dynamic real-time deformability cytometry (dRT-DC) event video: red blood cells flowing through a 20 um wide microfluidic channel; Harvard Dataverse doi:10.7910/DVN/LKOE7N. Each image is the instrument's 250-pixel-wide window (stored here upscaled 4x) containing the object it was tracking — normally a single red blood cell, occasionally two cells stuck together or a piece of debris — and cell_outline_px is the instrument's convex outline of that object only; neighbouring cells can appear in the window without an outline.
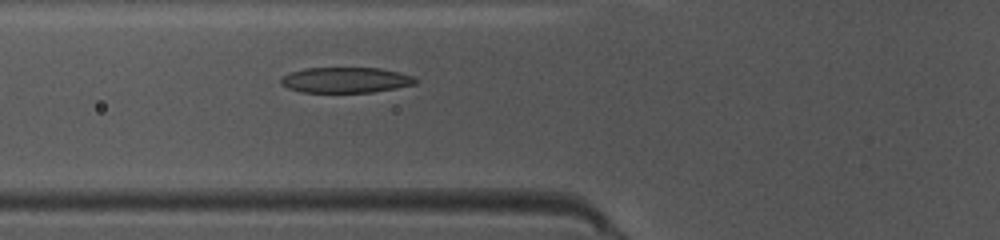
{"species": "common noctule bat (a hibernating species)", "species_latin": "Nyctalus noctula", "temperature_condition": "warm", "stored_images_in_passage": 16, "camera_frame_rate_fps": 3000, "um_per_image_px": 0.085, "animal": {"sex": "female", "body_mass_g": 10.0, "forearm_length_mm": 53.1}, "frame": {"image": 1, "passage_image": 7, "time_ms": 2.0, "image_size_px": [1000, 240], "cell_outline_px": [[416, 84], [396, 88], [372, 92], [300, 92], [288, 88], [280, 84], [280, 80], [284, 76], [292, 72], [304, 68], [380, 68], [400, 72], [412, 76], [416, 80]], "centroid_in_image_um": [29.38, 6.8], "position_along_channel_um": 96.4, "area_um2": 19.94}}
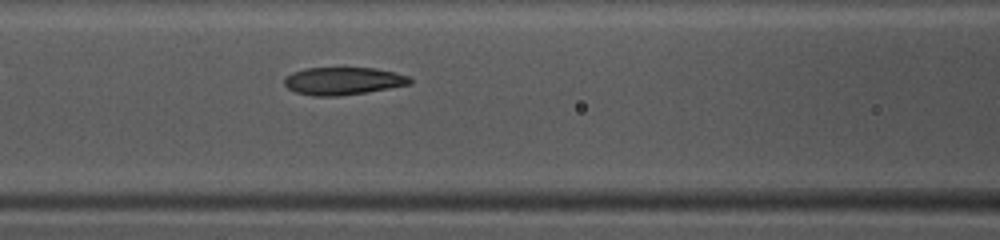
{"frame": {"image": 2, "passage_image": 10, "time_ms": 3.0, "image_size_px": [1000, 240], "cell_outline_px": [[412, 84], [368, 92], [336, 96], [312, 96], [296, 92], [288, 88], [284, 84], [284, 80], [292, 72], [304, 68], [376, 68], [408, 76], [412, 80]], "centroid_in_image_um": [29.16, 6.89], "position_along_channel_um": 137.4, "area_um2": 20.17}}
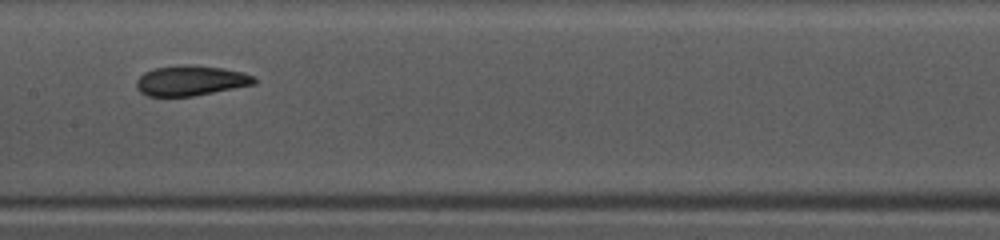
{"frame": {"image": 3, "passage_image": 14, "time_ms": 4.333, "image_size_px": [1000, 240], "cell_outline_px": [[256, 84], [192, 96], [148, 96], [140, 92], [136, 88], [136, 80], [144, 72], [156, 68], [180, 64], [188, 64], [224, 68], [244, 72], [256, 76]], "centroid_in_image_um": [16.23, 6.84], "position_along_channel_um": 191.2, "area_um2": 20.87}}